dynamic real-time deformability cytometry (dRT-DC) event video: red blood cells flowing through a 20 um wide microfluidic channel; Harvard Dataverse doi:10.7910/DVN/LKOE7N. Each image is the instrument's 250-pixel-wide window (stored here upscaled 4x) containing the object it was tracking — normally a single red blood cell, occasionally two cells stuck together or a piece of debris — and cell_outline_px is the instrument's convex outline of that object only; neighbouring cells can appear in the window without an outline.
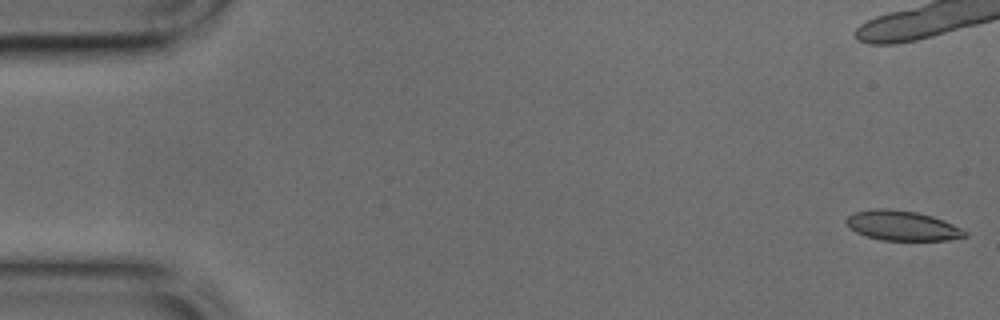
{"species": "common noctule bat (a hibernating species)", "species_latin": "Nyctalus noctula", "temperature_condition": "cold", "stored_images_in_passage": 30, "camera_frame_rate_fps": 3000, "um_per_image_px": 0.085, "animal": {"sex": "male", "body_mass_g": 17.9, "forearm_length_mm": 54.2}, "frame": {"image": 1, "passage_image": 1, "time_ms": 0.0, "image_size_px": [1000, 320], "cell_outline_px": [[968, 236], [948, 240], [880, 240], [856, 232], [844, 220], [852, 212], [876, 208], [888, 208], [916, 212], [932, 216], [944, 220], [968, 232]], "centroid_in_image_um": [76.69, 19.17], "position_along_channel_um": 8.3, "area_um2": 20.58}}